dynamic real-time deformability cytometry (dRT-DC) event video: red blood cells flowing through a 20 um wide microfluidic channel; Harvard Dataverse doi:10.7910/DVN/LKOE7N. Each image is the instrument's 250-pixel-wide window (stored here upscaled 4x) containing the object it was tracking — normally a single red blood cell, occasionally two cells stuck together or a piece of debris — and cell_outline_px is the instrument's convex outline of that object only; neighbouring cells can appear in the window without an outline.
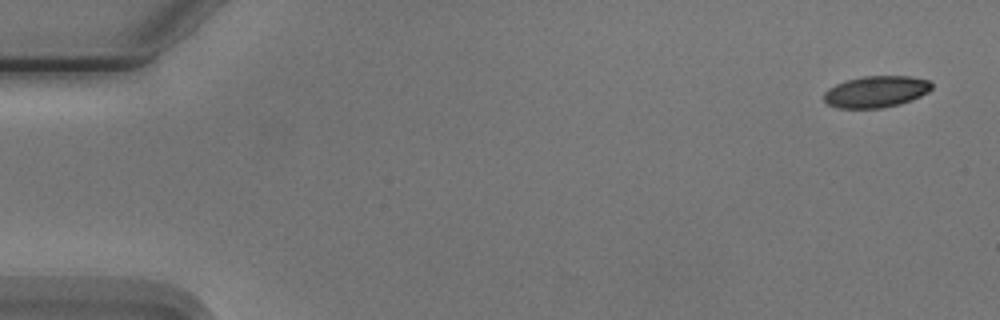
{"species": "Egyptian fruit bat (a non-hibernating species)", "species_latin": "Rousettus aegyptiacus", "temperature_condition": "cold", "stored_images_in_passage": 4, "camera_frame_rate_fps": 3000, "um_per_image_px": 0.085, "animal": {"sex": "male"}, "frame": {"image": 1, "passage_image": 1, "time_ms": 0.0, "image_size_px": [1000, 320], "cell_outline_px": [[932, 88], [928, 92], [920, 96], [900, 104], [880, 108], [836, 108], [828, 104], [824, 100], [824, 92], [828, 88], [836, 84], [848, 80], [864, 76], [912, 76], [928, 80], [932, 84]], "centroid_in_image_um": [74.46, 7.79], "position_along_channel_um": 10.5, "area_um2": 19.77}}
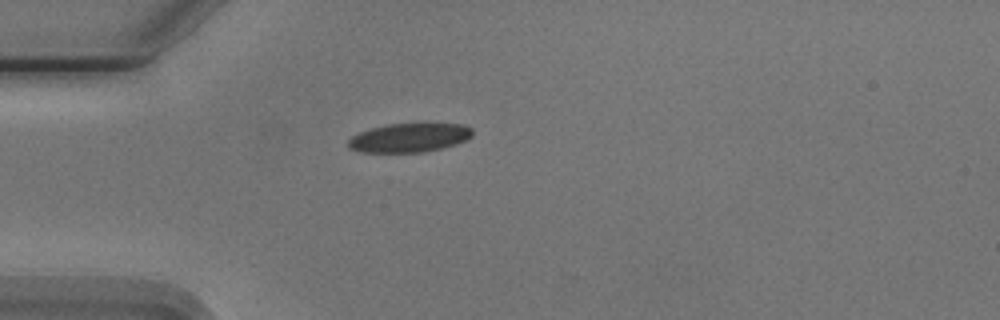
{"frame": {"image": 2, "passage_image": 4, "time_ms": 4.333, "image_size_px": [1000, 320], "cell_outline_px": [[472, 136], [468, 140], [456, 144], [424, 152], [360, 152], [348, 148], [348, 140], [352, 136], [360, 132], [372, 128], [388, 124], [464, 124], [472, 128]], "centroid_in_image_um": [34.8, 11.71], "position_along_channel_um": 50.2, "area_um2": 20.87}}